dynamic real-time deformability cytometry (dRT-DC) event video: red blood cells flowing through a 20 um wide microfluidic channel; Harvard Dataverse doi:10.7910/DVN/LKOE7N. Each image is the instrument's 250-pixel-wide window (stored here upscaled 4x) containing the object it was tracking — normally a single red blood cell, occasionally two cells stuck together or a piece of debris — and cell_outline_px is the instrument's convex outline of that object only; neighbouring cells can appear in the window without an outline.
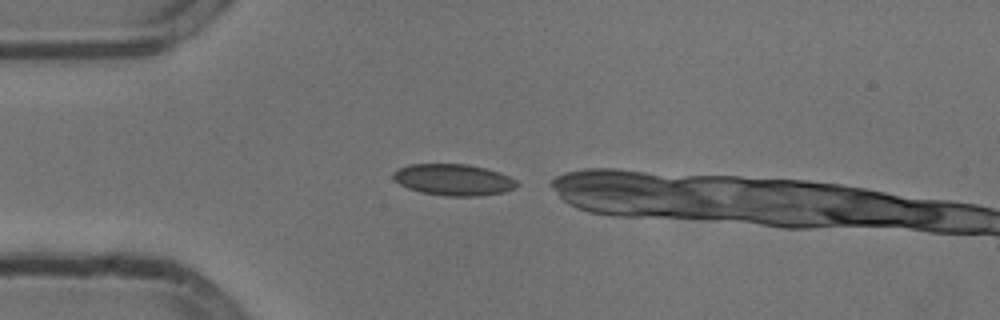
{"species": "common noctule bat (a hibernating species)", "species_latin": "Nyctalus noctula", "temperature_condition": "cold", "stored_images_in_passage": 10, "camera_frame_rate_fps": 3000, "um_per_image_px": 0.085, "animal": {"sex": "male", "body_mass_g": 13.3}, "frame": {"image": 1, "passage_image": 1, "time_ms": 0.0, "image_size_px": [1000, 320], "cell_outline_px": [[520, 184], [516, 188], [504, 192], [480, 196], [444, 196], [420, 192], [408, 188], [400, 184], [392, 176], [392, 172], [408, 164], [468, 164], [500, 172], [516, 180]], "centroid_in_image_um": [38.57, 15.28], "position_along_channel_um": 46.4, "area_um2": 22.77}}
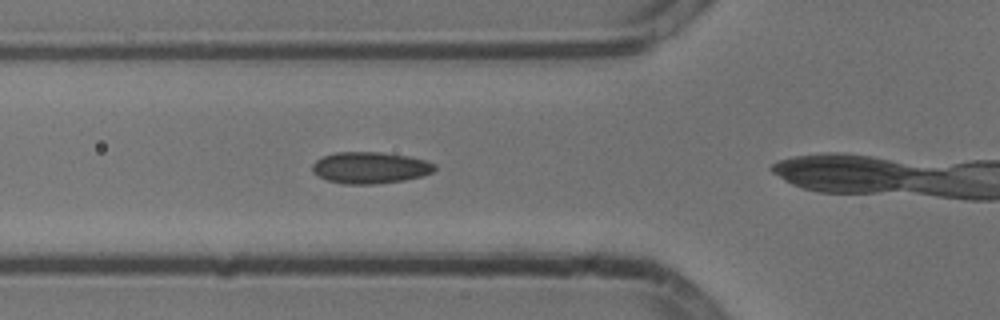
{"frame": {"image": 2, "passage_image": 6, "time_ms": 1.667, "image_size_px": [1000, 320], "cell_outline_px": [[436, 168], [432, 172], [420, 176], [404, 180], [376, 184], [344, 184], [328, 180], [312, 172], [312, 164], [316, 160], [324, 156], [336, 152], [380, 152], [408, 156], [424, 160], [436, 164]], "centroid_in_image_um": [31.45, 14.25], "position_along_channel_um": 94.3, "area_um2": 22.37}}
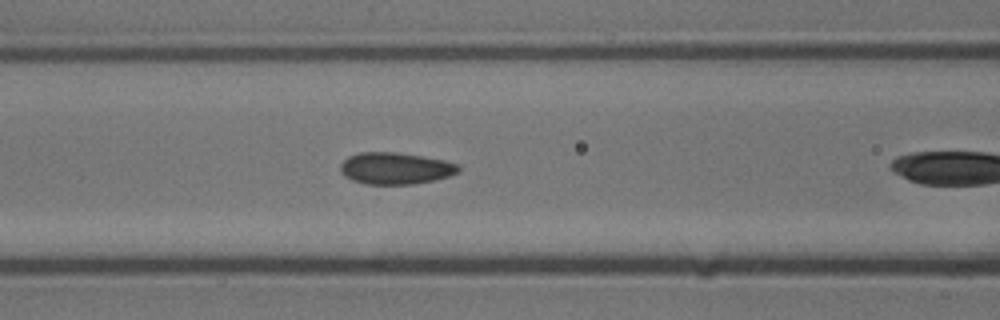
{"frame": {"image": 3, "passage_image": 9, "time_ms": 2.667, "image_size_px": [1000, 320], "cell_outline_px": [[460, 168], [456, 172], [448, 176], [432, 180], [412, 184], [364, 184], [352, 180], [344, 176], [340, 172], [340, 164], [348, 156], [360, 152], [396, 152], [444, 160], [456, 164]], "centroid_in_image_um": [33.54, 14.3], "position_along_channel_um": 133.1, "area_um2": 21.68}}